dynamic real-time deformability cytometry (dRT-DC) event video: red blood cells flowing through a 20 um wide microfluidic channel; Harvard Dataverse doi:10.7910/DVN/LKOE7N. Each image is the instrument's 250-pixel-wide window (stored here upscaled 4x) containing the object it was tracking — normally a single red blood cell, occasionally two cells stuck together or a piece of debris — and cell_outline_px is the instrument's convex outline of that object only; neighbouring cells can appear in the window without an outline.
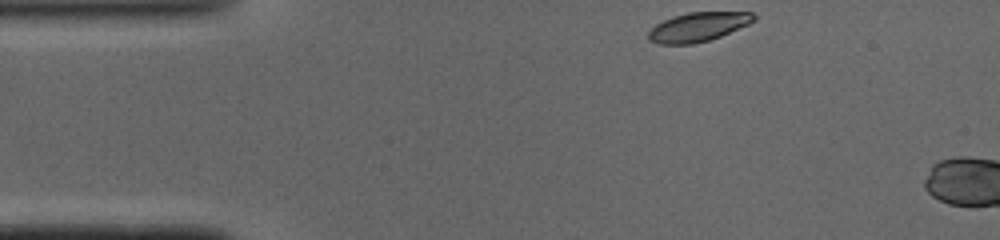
{"species": "common noctule bat (a hibernating species)", "species_latin": "Nyctalus noctula", "temperature_condition": "cold", "stored_images_in_passage": 5, "camera_frame_rate_fps": 3000, "um_per_image_px": 0.085, "animal": {"sex": "male", "body_mass_g": 19.0, "forearm_length_mm": 50.8}, "frame": {"image": 1, "passage_image": 1, "time_ms": 0.0, "image_size_px": [1000, 240], "cell_outline_px": [[756, 20], [748, 24], [720, 36], [708, 40], [692, 44], [660, 44], [648, 40], [648, 32], [656, 24], [672, 16], [688, 12], [752, 12], [756, 16]], "centroid_in_image_um": [59.32, 2.28], "position_along_channel_um": 25.7, "area_um2": 17.8}}